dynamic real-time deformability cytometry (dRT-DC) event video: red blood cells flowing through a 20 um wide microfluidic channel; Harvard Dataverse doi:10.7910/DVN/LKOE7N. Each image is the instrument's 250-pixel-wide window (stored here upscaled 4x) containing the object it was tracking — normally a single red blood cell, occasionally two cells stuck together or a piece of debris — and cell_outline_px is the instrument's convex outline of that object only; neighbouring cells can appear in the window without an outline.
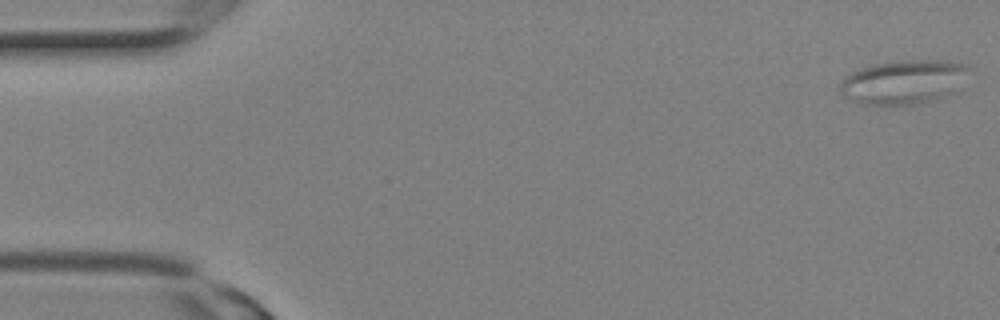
{"species": "Egyptian fruit bat (a non-hibernating species)", "species_latin": "Rousettus aegyptiacus", "temperature_condition": "room temperature", "stored_images_in_passage": 3, "camera_frame_rate_fps": 3000, "um_per_image_px": 0.085, "animal": {"sex": "female"}, "frame": {"image": 1, "passage_image": 1, "time_ms": 0.0, "image_size_px": [1000, 320], "cell_outline_px": [[968, 68], [952, 92], [944, 96], [920, 104], [860, 104], [844, 96], [840, 92], [840, 80], [848, 72], [860, 68], [876, 64], [900, 60], [948, 60], [964, 64]], "centroid_in_image_um": [76.7, 6.95], "position_along_channel_um": 8.3, "area_um2": 32.66}}